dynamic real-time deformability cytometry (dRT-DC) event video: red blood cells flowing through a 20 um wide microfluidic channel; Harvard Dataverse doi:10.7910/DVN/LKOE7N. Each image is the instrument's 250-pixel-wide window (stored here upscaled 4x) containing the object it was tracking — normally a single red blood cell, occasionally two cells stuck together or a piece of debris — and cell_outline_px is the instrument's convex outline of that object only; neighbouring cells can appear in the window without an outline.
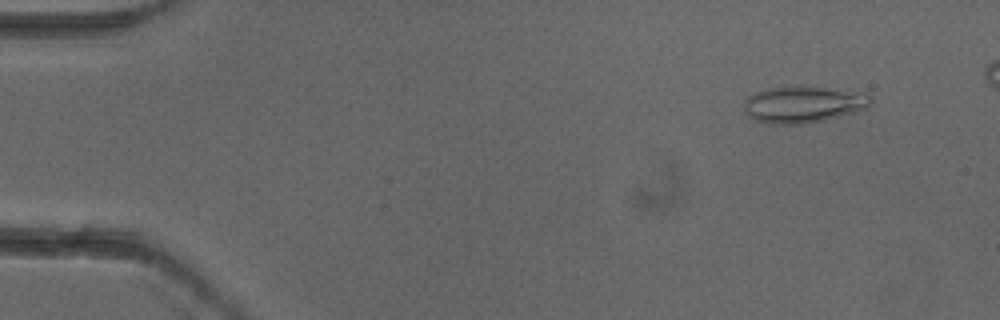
{"species": "common noctule bat (a hibernating species)", "species_latin": "Nyctalus noctula", "temperature_condition": "cold", "stored_images_in_passage": 5, "camera_frame_rate_fps": 3000, "um_per_image_px": 0.085, "animal": {"sex": "female"}, "frame": {"image": 1, "passage_image": 2, "time_ms": 0.333, "image_size_px": [1000, 320], "cell_outline_px": [[872, 100], [864, 108], [856, 112], [824, 120], [804, 124], [768, 124], [756, 120], [748, 116], [744, 108], [744, 100], [748, 96], [756, 92], [772, 88], [824, 88], [868, 92], [872, 96]], "centroid_in_image_um": [68.3, 8.9], "position_along_channel_um": 16.7, "area_um2": 26.65}}